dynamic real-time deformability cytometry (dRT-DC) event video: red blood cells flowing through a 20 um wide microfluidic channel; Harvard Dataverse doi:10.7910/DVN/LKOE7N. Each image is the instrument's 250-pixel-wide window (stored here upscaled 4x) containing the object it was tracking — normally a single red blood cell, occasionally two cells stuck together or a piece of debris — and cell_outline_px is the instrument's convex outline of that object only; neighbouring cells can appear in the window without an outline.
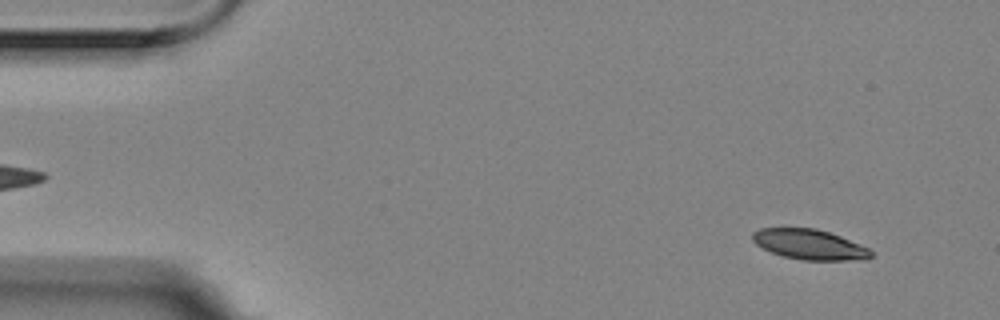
{"species": "Egyptian fruit bat (a non-hibernating species)", "species_latin": "Rousettus aegyptiacus", "temperature_condition": "room temperature", "stored_images_in_passage": 3, "camera_frame_rate_fps": 3000, "um_per_image_px": 0.085, "animal": {"sex": "female"}, "frame": {"image": 1, "passage_image": 3, "time_ms": 0.667, "image_size_px": [1000, 320], "cell_outline_px": [[872, 256], [868, 260], [804, 260], [784, 256], [772, 252], [756, 244], [752, 240], [752, 232], [760, 228], [816, 228], [840, 236], [860, 244], [868, 248], [872, 252]], "centroid_in_image_um": [68.83, 20.78], "position_along_channel_um": 16.2, "area_um2": 20.75}}